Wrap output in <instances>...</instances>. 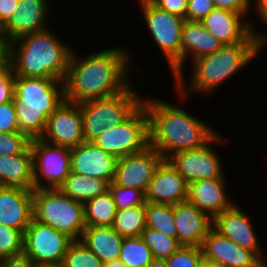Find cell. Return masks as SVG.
<instances>
[{
	"instance_id": "cell-1",
	"label": "cell",
	"mask_w": 267,
	"mask_h": 267,
	"mask_svg": "<svg viewBox=\"0 0 267 267\" xmlns=\"http://www.w3.org/2000/svg\"><path fill=\"white\" fill-rule=\"evenodd\" d=\"M128 54L114 47L78 60L72 51L63 81L64 100L80 104L123 92L131 85L126 79L131 60Z\"/></svg>"
},
{
	"instance_id": "cell-2",
	"label": "cell",
	"mask_w": 267,
	"mask_h": 267,
	"mask_svg": "<svg viewBox=\"0 0 267 267\" xmlns=\"http://www.w3.org/2000/svg\"><path fill=\"white\" fill-rule=\"evenodd\" d=\"M142 103L148 115L149 145L164 160L177 152L199 148L216 134L187 111L158 98L143 99Z\"/></svg>"
},
{
	"instance_id": "cell-3",
	"label": "cell",
	"mask_w": 267,
	"mask_h": 267,
	"mask_svg": "<svg viewBox=\"0 0 267 267\" xmlns=\"http://www.w3.org/2000/svg\"><path fill=\"white\" fill-rule=\"evenodd\" d=\"M56 38L47 29L15 39L12 43L14 74L64 81L72 49Z\"/></svg>"
},
{
	"instance_id": "cell-4",
	"label": "cell",
	"mask_w": 267,
	"mask_h": 267,
	"mask_svg": "<svg viewBox=\"0 0 267 267\" xmlns=\"http://www.w3.org/2000/svg\"><path fill=\"white\" fill-rule=\"evenodd\" d=\"M259 49L258 42L225 44L214 53L195 59L191 85L186 89L210 94L213 88L251 62Z\"/></svg>"
},
{
	"instance_id": "cell-5",
	"label": "cell",
	"mask_w": 267,
	"mask_h": 267,
	"mask_svg": "<svg viewBox=\"0 0 267 267\" xmlns=\"http://www.w3.org/2000/svg\"><path fill=\"white\" fill-rule=\"evenodd\" d=\"M33 218L51 225L73 240H80L86 228L84 204L67 196L60 189L33 190Z\"/></svg>"
},
{
	"instance_id": "cell-6",
	"label": "cell",
	"mask_w": 267,
	"mask_h": 267,
	"mask_svg": "<svg viewBox=\"0 0 267 267\" xmlns=\"http://www.w3.org/2000/svg\"><path fill=\"white\" fill-rule=\"evenodd\" d=\"M142 100L129 85L116 95L80 103L85 141L92 142L104 130L125 121L142 104Z\"/></svg>"
},
{
	"instance_id": "cell-7",
	"label": "cell",
	"mask_w": 267,
	"mask_h": 267,
	"mask_svg": "<svg viewBox=\"0 0 267 267\" xmlns=\"http://www.w3.org/2000/svg\"><path fill=\"white\" fill-rule=\"evenodd\" d=\"M92 142L116 158L144 150L149 146V132L143 103L125 121L104 130Z\"/></svg>"
},
{
	"instance_id": "cell-8",
	"label": "cell",
	"mask_w": 267,
	"mask_h": 267,
	"mask_svg": "<svg viewBox=\"0 0 267 267\" xmlns=\"http://www.w3.org/2000/svg\"><path fill=\"white\" fill-rule=\"evenodd\" d=\"M149 32L166 56L174 78L181 74V32L184 18L161 10L149 0H140Z\"/></svg>"
},
{
	"instance_id": "cell-9",
	"label": "cell",
	"mask_w": 267,
	"mask_h": 267,
	"mask_svg": "<svg viewBox=\"0 0 267 267\" xmlns=\"http://www.w3.org/2000/svg\"><path fill=\"white\" fill-rule=\"evenodd\" d=\"M30 147L32 150L33 190L59 189L71 172V148L51 144L41 138L31 139ZM43 178L46 183L41 182Z\"/></svg>"
},
{
	"instance_id": "cell-10",
	"label": "cell",
	"mask_w": 267,
	"mask_h": 267,
	"mask_svg": "<svg viewBox=\"0 0 267 267\" xmlns=\"http://www.w3.org/2000/svg\"><path fill=\"white\" fill-rule=\"evenodd\" d=\"M63 100V81L52 78L15 77L13 102L16 111L44 112L49 117Z\"/></svg>"
},
{
	"instance_id": "cell-11",
	"label": "cell",
	"mask_w": 267,
	"mask_h": 267,
	"mask_svg": "<svg viewBox=\"0 0 267 267\" xmlns=\"http://www.w3.org/2000/svg\"><path fill=\"white\" fill-rule=\"evenodd\" d=\"M72 241L67 234L32 218L24 232L23 254L36 266L61 265Z\"/></svg>"
},
{
	"instance_id": "cell-12",
	"label": "cell",
	"mask_w": 267,
	"mask_h": 267,
	"mask_svg": "<svg viewBox=\"0 0 267 267\" xmlns=\"http://www.w3.org/2000/svg\"><path fill=\"white\" fill-rule=\"evenodd\" d=\"M222 140L215 134L203 146L177 152L167 160L177 172L188 182L213 178H224L221 160L210 147L212 142Z\"/></svg>"
},
{
	"instance_id": "cell-13",
	"label": "cell",
	"mask_w": 267,
	"mask_h": 267,
	"mask_svg": "<svg viewBox=\"0 0 267 267\" xmlns=\"http://www.w3.org/2000/svg\"><path fill=\"white\" fill-rule=\"evenodd\" d=\"M244 15L227 9L214 8L201 23L224 45L258 42L259 47L262 48L267 44V34H257L249 21L242 20Z\"/></svg>"
},
{
	"instance_id": "cell-14",
	"label": "cell",
	"mask_w": 267,
	"mask_h": 267,
	"mask_svg": "<svg viewBox=\"0 0 267 267\" xmlns=\"http://www.w3.org/2000/svg\"><path fill=\"white\" fill-rule=\"evenodd\" d=\"M163 160L160 153L150 145L140 152L118 158L112 182L146 193L157 167Z\"/></svg>"
},
{
	"instance_id": "cell-15",
	"label": "cell",
	"mask_w": 267,
	"mask_h": 267,
	"mask_svg": "<svg viewBox=\"0 0 267 267\" xmlns=\"http://www.w3.org/2000/svg\"><path fill=\"white\" fill-rule=\"evenodd\" d=\"M49 138V140H48ZM42 140L69 148L85 141L79 104L63 100L48 117Z\"/></svg>"
},
{
	"instance_id": "cell-16",
	"label": "cell",
	"mask_w": 267,
	"mask_h": 267,
	"mask_svg": "<svg viewBox=\"0 0 267 267\" xmlns=\"http://www.w3.org/2000/svg\"><path fill=\"white\" fill-rule=\"evenodd\" d=\"M202 256L219 261L226 267H262L265 263L251 250L243 248L213 228L200 246Z\"/></svg>"
},
{
	"instance_id": "cell-17",
	"label": "cell",
	"mask_w": 267,
	"mask_h": 267,
	"mask_svg": "<svg viewBox=\"0 0 267 267\" xmlns=\"http://www.w3.org/2000/svg\"><path fill=\"white\" fill-rule=\"evenodd\" d=\"M223 45L224 44L218 40L217 37L206 30L201 22L184 21L181 32V74L175 77L177 83L176 91L180 94V98L184 99L189 91L184 89L182 75V66L187 55L190 53L194 61L195 59L214 53Z\"/></svg>"
},
{
	"instance_id": "cell-18",
	"label": "cell",
	"mask_w": 267,
	"mask_h": 267,
	"mask_svg": "<svg viewBox=\"0 0 267 267\" xmlns=\"http://www.w3.org/2000/svg\"><path fill=\"white\" fill-rule=\"evenodd\" d=\"M118 158L105 152L93 142L84 141L71 148V171L86 177L114 179Z\"/></svg>"
},
{
	"instance_id": "cell-19",
	"label": "cell",
	"mask_w": 267,
	"mask_h": 267,
	"mask_svg": "<svg viewBox=\"0 0 267 267\" xmlns=\"http://www.w3.org/2000/svg\"><path fill=\"white\" fill-rule=\"evenodd\" d=\"M188 198V182L168 160L157 167L145 193L146 202L176 205Z\"/></svg>"
},
{
	"instance_id": "cell-20",
	"label": "cell",
	"mask_w": 267,
	"mask_h": 267,
	"mask_svg": "<svg viewBox=\"0 0 267 267\" xmlns=\"http://www.w3.org/2000/svg\"><path fill=\"white\" fill-rule=\"evenodd\" d=\"M212 228L239 246L253 251L265 264L258 238L246 214L236 204L212 218Z\"/></svg>"
},
{
	"instance_id": "cell-21",
	"label": "cell",
	"mask_w": 267,
	"mask_h": 267,
	"mask_svg": "<svg viewBox=\"0 0 267 267\" xmlns=\"http://www.w3.org/2000/svg\"><path fill=\"white\" fill-rule=\"evenodd\" d=\"M174 222L181 246L200 247L212 228V218L188 200L174 205Z\"/></svg>"
},
{
	"instance_id": "cell-22",
	"label": "cell",
	"mask_w": 267,
	"mask_h": 267,
	"mask_svg": "<svg viewBox=\"0 0 267 267\" xmlns=\"http://www.w3.org/2000/svg\"><path fill=\"white\" fill-rule=\"evenodd\" d=\"M33 218V190L0 186V224L23 234Z\"/></svg>"
},
{
	"instance_id": "cell-23",
	"label": "cell",
	"mask_w": 267,
	"mask_h": 267,
	"mask_svg": "<svg viewBox=\"0 0 267 267\" xmlns=\"http://www.w3.org/2000/svg\"><path fill=\"white\" fill-rule=\"evenodd\" d=\"M47 11V0H19L17 10L3 26V34L14 41L26 34L47 30Z\"/></svg>"
},
{
	"instance_id": "cell-24",
	"label": "cell",
	"mask_w": 267,
	"mask_h": 267,
	"mask_svg": "<svg viewBox=\"0 0 267 267\" xmlns=\"http://www.w3.org/2000/svg\"><path fill=\"white\" fill-rule=\"evenodd\" d=\"M224 178L198 180L188 183L187 200L211 218L234 206L228 201Z\"/></svg>"
},
{
	"instance_id": "cell-25",
	"label": "cell",
	"mask_w": 267,
	"mask_h": 267,
	"mask_svg": "<svg viewBox=\"0 0 267 267\" xmlns=\"http://www.w3.org/2000/svg\"><path fill=\"white\" fill-rule=\"evenodd\" d=\"M0 186L33 190L31 147L24 153L0 155Z\"/></svg>"
},
{
	"instance_id": "cell-26",
	"label": "cell",
	"mask_w": 267,
	"mask_h": 267,
	"mask_svg": "<svg viewBox=\"0 0 267 267\" xmlns=\"http://www.w3.org/2000/svg\"><path fill=\"white\" fill-rule=\"evenodd\" d=\"M123 239L112 226L86 227L80 241L104 263L120 258Z\"/></svg>"
},
{
	"instance_id": "cell-27",
	"label": "cell",
	"mask_w": 267,
	"mask_h": 267,
	"mask_svg": "<svg viewBox=\"0 0 267 267\" xmlns=\"http://www.w3.org/2000/svg\"><path fill=\"white\" fill-rule=\"evenodd\" d=\"M108 184L102 178L86 177L71 171L59 189L67 196L85 204L94 197L104 194L108 190Z\"/></svg>"
},
{
	"instance_id": "cell-28",
	"label": "cell",
	"mask_w": 267,
	"mask_h": 267,
	"mask_svg": "<svg viewBox=\"0 0 267 267\" xmlns=\"http://www.w3.org/2000/svg\"><path fill=\"white\" fill-rule=\"evenodd\" d=\"M116 206L109 190L84 204L86 227L113 226Z\"/></svg>"
},
{
	"instance_id": "cell-29",
	"label": "cell",
	"mask_w": 267,
	"mask_h": 267,
	"mask_svg": "<svg viewBox=\"0 0 267 267\" xmlns=\"http://www.w3.org/2000/svg\"><path fill=\"white\" fill-rule=\"evenodd\" d=\"M145 210L146 205L117 210L113 229L124 238L141 236L146 228Z\"/></svg>"
},
{
	"instance_id": "cell-30",
	"label": "cell",
	"mask_w": 267,
	"mask_h": 267,
	"mask_svg": "<svg viewBox=\"0 0 267 267\" xmlns=\"http://www.w3.org/2000/svg\"><path fill=\"white\" fill-rule=\"evenodd\" d=\"M146 227L157 230L170 238H177L174 222V205L146 202Z\"/></svg>"
},
{
	"instance_id": "cell-31",
	"label": "cell",
	"mask_w": 267,
	"mask_h": 267,
	"mask_svg": "<svg viewBox=\"0 0 267 267\" xmlns=\"http://www.w3.org/2000/svg\"><path fill=\"white\" fill-rule=\"evenodd\" d=\"M127 267H147L153 260L150 248L141 236L123 239L120 258Z\"/></svg>"
},
{
	"instance_id": "cell-32",
	"label": "cell",
	"mask_w": 267,
	"mask_h": 267,
	"mask_svg": "<svg viewBox=\"0 0 267 267\" xmlns=\"http://www.w3.org/2000/svg\"><path fill=\"white\" fill-rule=\"evenodd\" d=\"M141 238L150 248L153 259L166 260L181 246L177 238H170L148 227L142 231Z\"/></svg>"
},
{
	"instance_id": "cell-33",
	"label": "cell",
	"mask_w": 267,
	"mask_h": 267,
	"mask_svg": "<svg viewBox=\"0 0 267 267\" xmlns=\"http://www.w3.org/2000/svg\"><path fill=\"white\" fill-rule=\"evenodd\" d=\"M62 267H102L103 262L80 240H73L63 257Z\"/></svg>"
},
{
	"instance_id": "cell-34",
	"label": "cell",
	"mask_w": 267,
	"mask_h": 267,
	"mask_svg": "<svg viewBox=\"0 0 267 267\" xmlns=\"http://www.w3.org/2000/svg\"><path fill=\"white\" fill-rule=\"evenodd\" d=\"M18 128L30 139H38L44 135L48 116L44 112L16 111Z\"/></svg>"
},
{
	"instance_id": "cell-35",
	"label": "cell",
	"mask_w": 267,
	"mask_h": 267,
	"mask_svg": "<svg viewBox=\"0 0 267 267\" xmlns=\"http://www.w3.org/2000/svg\"><path fill=\"white\" fill-rule=\"evenodd\" d=\"M116 209H127L135 206L146 205L145 193L134 188L123 187L113 182L108 184Z\"/></svg>"
},
{
	"instance_id": "cell-36",
	"label": "cell",
	"mask_w": 267,
	"mask_h": 267,
	"mask_svg": "<svg viewBox=\"0 0 267 267\" xmlns=\"http://www.w3.org/2000/svg\"><path fill=\"white\" fill-rule=\"evenodd\" d=\"M24 234L0 224V250L6 257L23 254Z\"/></svg>"
},
{
	"instance_id": "cell-37",
	"label": "cell",
	"mask_w": 267,
	"mask_h": 267,
	"mask_svg": "<svg viewBox=\"0 0 267 267\" xmlns=\"http://www.w3.org/2000/svg\"><path fill=\"white\" fill-rule=\"evenodd\" d=\"M203 259L200 247L180 246L168 259V267H201Z\"/></svg>"
},
{
	"instance_id": "cell-38",
	"label": "cell",
	"mask_w": 267,
	"mask_h": 267,
	"mask_svg": "<svg viewBox=\"0 0 267 267\" xmlns=\"http://www.w3.org/2000/svg\"><path fill=\"white\" fill-rule=\"evenodd\" d=\"M31 139L16 131L13 133L0 132V155H15L24 153L30 147Z\"/></svg>"
},
{
	"instance_id": "cell-39",
	"label": "cell",
	"mask_w": 267,
	"mask_h": 267,
	"mask_svg": "<svg viewBox=\"0 0 267 267\" xmlns=\"http://www.w3.org/2000/svg\"><path fill=\"white\" fill-rule=\"evenodd\" d=\"M16 131H19V128L14 102L0 104V132L13 133Z\"/></svg>"
},
{
	"instance_id": "cell-40",
	"label": "cell",
	"mask_w": 267,
	"mask_h": 267,
	"mask_svg": "<svg viewBox=\"0 0 267 267\" xmlns=\"http://www.w3.org/2000/svg\"><path fill=\"white\" fill-rule=\"evenodd\" d=\"M214 8L213 0H188L186 20L201 22Z\"/></svg>"
},
{
	"instance_id": "cell-41",
	"label": "cell",
	"mask_w": 267,
	"mask_h": 267,
	"mask_svg": "<svg viewBox=\"0 0 267 267\" xmlns=\"http://www.w3.org/2000/svg\"><path fill=\"white\" fill-rule=\"evenodd\" d=\"M15 77L12 68L0 73V104L13 101Z\"/></svg>"
},
{
	"instance_id": "cell-42",
	"label": "cell",
	"mask_w": 267,
	"mask_h": 267,
	"mask_svg": "<svg viewBox=\"0 0 267 267\" xmlns=\"http://www.w3.org/2000/svg\"><path fill=\"white\" fill-rule=\"evenodd\" d=\"M157 8L178 15L186 20L188 0H149Z\"/></svg>"
},
{
	"instance_id": "cell-43",
	"label": "cell",
	"mask_w": 267,
	"mask_h": 267,
	"mask_svg": "<svg viewBox=\"0 0 267 267\" xmlns=\"http://www.w3.org/2000/svg\"><path fill=\"white\" fill-rule=\"evenodd\" d=\"M12 43L4 34L0 37V73L12 68Z\"/></svg>"
},
{
	"instance_id": "cell-44",
	"label": "cell",
	"mask_w": 267,
	"mask_h": 267,
	"mask_svg": "<svg viewBox=\"0 0 267 267\" xmlns=\"http://www.w3.org/2000/svg\"><path fill=\"white\" fill-rule=\"evenodd\" d=\"M215 8L227 9L233 12L248 14L250 0H213Z\"/></svg>"
},
{
	"instance_id": "cell-45",
	"label": "cell",
	"mask_w": 267,
	"mask_h": 267,
	"mask_svg": "<svg viewBox=\"0 0 267 267\" xmlns=\"http://www.w3.org/2000/svg\"><path fill=\"white\" fill-rule=\"evenodd\" d=\"M19 6V0H0V24L4 26Z\"/></svg>"
},
{
	"instance_id": "cell-46",
	"label": "cell",
	"mask_w": 267,
	"mask_h": 267,
	"mask_svg": "<svg viewBox=\"0 0 267 267\" xmlns=\"http://www.w3.org/2000/svg\"><path fill=\"white\" fill-rule=\"evenodd\" d=\"M0 267H36L35 263L25 254L6 257Z\"/></svg>"
},
{
	"instance_id": "cell-47",
	"label": "cell",
	"mask_w": 267,
	"mask_h": 267,
	"mask_svg": "<svg viewBox=\"0 0 267 267\" xmlns=\"http://www.w3.org/2000/svg\"><path fill=\"white\" fill-rule=\"evenodd\" d=\"M256 11L258 12V17L260 16L262 21L267 17V0H256Z\"/></svg>"
},
{
	"instance_id": "cell-48",
	"label": "cell",
	"mask_w": 267,
	"mask_h": 267,
	"mask_svg": "<svg viewBox=\"0 0 267 267\" xmlns=\"http://www.w3.org/2000/svg\"><path fill=\"white\" fill-rule=\"evenodd\" d=\"M201 267H226V266L220 263L219 261L203 257L201 261Z\"/></svg>"
},
{
	"instance_id": "cell-49",
	"label": "cell",
	"mask_w": 267,
	"mask_h": 267,
	"mask_svg": "<svg viewBox=\"0 0 267 267\" xmlns=\"http://www.w3.org/2000/svg\"><path fill=\"white\" fill-rule=\"evenodd\" d=\"M102 267H127L120 259L106 261Z\"/></svg>"
},
{
	"instance_id": "cell-50",
	"label": "cell",
	"mask_w": 267,
	"mask_h": 267,
	"mask_svg": "<svg viewBox=\"0 0 267 267\" xmlns=\"http://www.w3.org/2000/svg\"><path fill=\"white\" fill-rule=\"evenodd\" d=\"M147 267H168L166 260L153 259Z\"/></svg>"
},
{
	"instance_id": "cell-51",
	"label": "cell",
	"mask_w": 267,
	"mask_h": 267,
	"mask_svg": "<svg viewBox=\"0 0 267 267\" xmlns=\"http://www.w3.org/2000/svg\"><path fill=\"white\" fill-rule=\"evenodd\" d=\"M6 259V256L3 254V252L0 250V264Z\"/></svg>"
},
{
	"instance_id": "cell-52",
	"label": "cell",
	"mask_w": 267,
	"mask_h": 267,
	"mask_svg": "<svg viewBox=\"0 0 267 267\" xmlns=\"http://www.w3.org/2000/svg\"><path fill=\"white\" fill-rule=\"evenodd\" d=\"M36 267H62L61 265H45V266H36Z\"/></svg>"
},
{
	"instance_id": "cell-53",
	"label": "cell",
	"mask_w": 267,
	"mask_h": 267,
	"mask_svg": "<svg viewBox=\"0 0 267 267\" xmlns=\"http://www.w3.org/2000/svg\"><path fill=\"white\" fill-rule=\"evenodd\" d=\"M3 35V26L0 24V37Z\"/></svg>"
},
{
	"instance_id": "cell-54",
	"label": "cell",
	"mask_w": 267,
	"mask_h": 267,
	"mask_svg": "<svg viewBox=\"0 0 267 267\" xmlns=\"http://www.w3.org/2000/svg\"><path fill=\"white\" fill-rule=\"evenodd\" d=\"M264 21V23H266L267 24V17L263 20Z\"/></svg>"
}]
</instances>
